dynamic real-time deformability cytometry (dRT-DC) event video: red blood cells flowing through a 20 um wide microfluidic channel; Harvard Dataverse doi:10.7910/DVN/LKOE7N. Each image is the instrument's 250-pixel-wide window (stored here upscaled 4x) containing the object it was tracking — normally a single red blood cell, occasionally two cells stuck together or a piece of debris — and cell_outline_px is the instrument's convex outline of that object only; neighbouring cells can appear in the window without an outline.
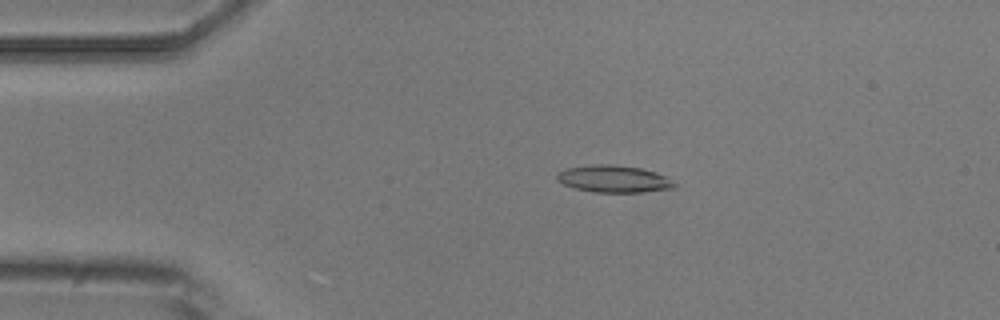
{"species": "common noctule bat (a hibernating species)", "species_latin": "Nyctalus noctula", "temperature_condition": "room temperature", "stored_images_in_passage": 11, "camera_frame_rate_fps": 3000, "um_per_image_px": 0.085, "animal": {"sex": "male", "body_mass_g": 20.5, "forearm_length_mm": 52.5}, "frame": {"image": 1, "passage_image": 3, "time_ms": 3.333, "image_size_px": [1000, 320], "cell_outline_px": [[676, 188], [644, 192], [592, 192], [576, 188], [564, 184], [556, 176], [556, 172], [564, 168], [592, 164], [608, 164], [640, 168], [656, 172], [664, 176], [676, 184]], "centroid_in_image_um": [52.15, 15.2], "position_along_channel_um": 32.8, "area_um2": 18.5}}
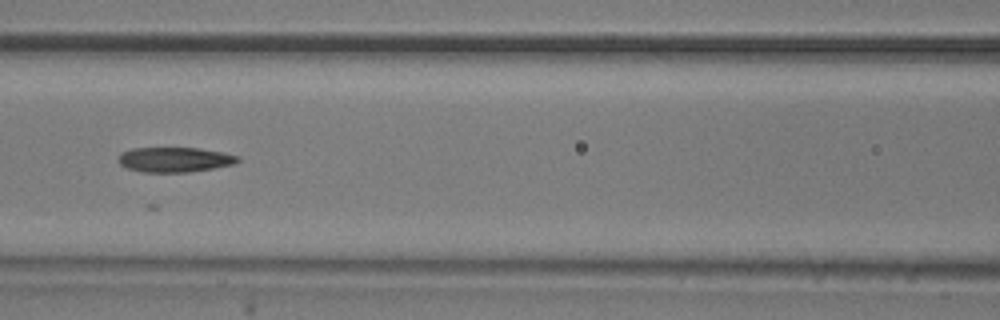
{"frame": {"image": 2, "passage_image": 7, "time_ms": 7.667, "image_size_px": [1000, 320], "cell_outline_px": [[240, 160], [232, 164], [212, 168], [188, 172], [144, 172], [128, 168], [120, 164], [120, 152], [132, 148], [200, 148], [224, 152], [240, 156]], "centroid_in_image_um": [14.87, 13.55], "position_along_channel_um": 151.7, "area_um2": 17.22}}
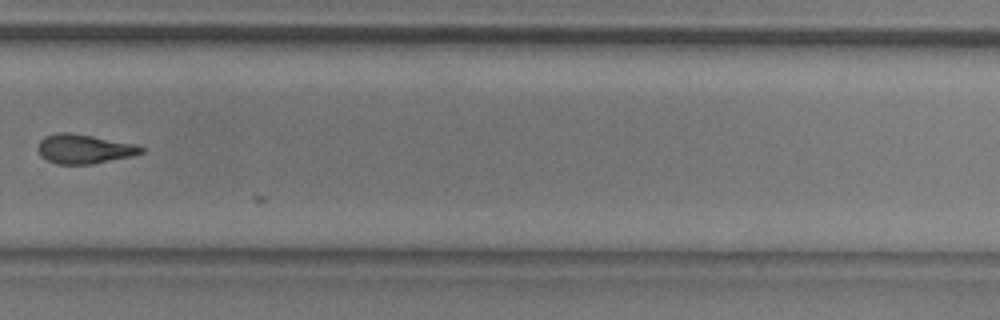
{"frame": {"image": 3, "passage_image": 11, "time_ms": 12.333, "image_size_px": [1000, 320], "cell_outline_px": [[144, 152], [132, 156], [92, 164], [56, 164], [40, 156], [36, 148], [40, 140], [44, 136], [56, 132], [68, 132], [92, 136], [136, 144], [144, 148]], "centroid_in_image_um": [7.12, 12.66], "position_along_channel_um": 322.7, "area_um2": 17.74}}